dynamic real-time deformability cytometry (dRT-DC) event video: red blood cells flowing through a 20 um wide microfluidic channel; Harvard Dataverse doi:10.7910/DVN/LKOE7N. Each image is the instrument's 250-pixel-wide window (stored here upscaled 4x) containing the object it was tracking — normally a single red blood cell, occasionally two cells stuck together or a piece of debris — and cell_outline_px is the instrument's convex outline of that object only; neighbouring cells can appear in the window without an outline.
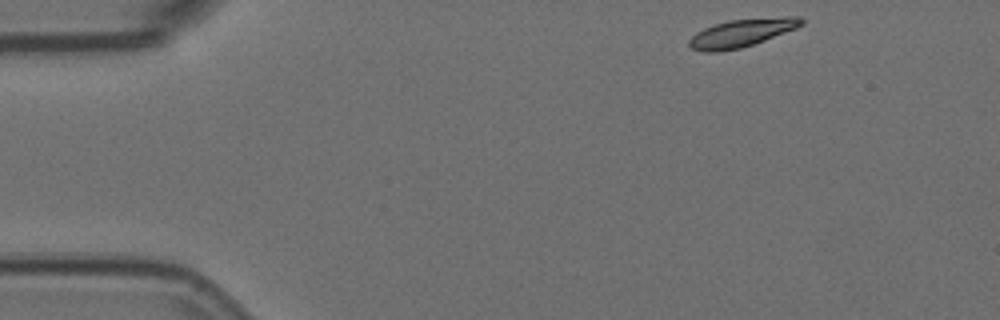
{"species": "Egyptian fruit bat (a non-hibernating species)", "species_latin": "Rousettus aegyptiacus", "temperature_condition": "room temperature", "stored_images_in_passage": 3, "camera_frame_rate_fps": 3000, "um_per_image_px": 0.085, "animal": {"sex": "female"}, "frame": {"image": 1, "passage_image": 1, "time_ms": 0.0, "image_size_px": [1000, 320], "cell_outline_px": [[804, 24], [796, 28], [764, 40], [740, 48], [716, 52], [704, 52], [692, 48], [688, 44], [688, 40], [696, 32], [704, 28], [728, 20], [784, 16], [800, 16], [804, 20]], "centroid_in_image_um": [63.05, 2.79], "position_along_channel_um": 22.0, "area_um2": 18.21}}